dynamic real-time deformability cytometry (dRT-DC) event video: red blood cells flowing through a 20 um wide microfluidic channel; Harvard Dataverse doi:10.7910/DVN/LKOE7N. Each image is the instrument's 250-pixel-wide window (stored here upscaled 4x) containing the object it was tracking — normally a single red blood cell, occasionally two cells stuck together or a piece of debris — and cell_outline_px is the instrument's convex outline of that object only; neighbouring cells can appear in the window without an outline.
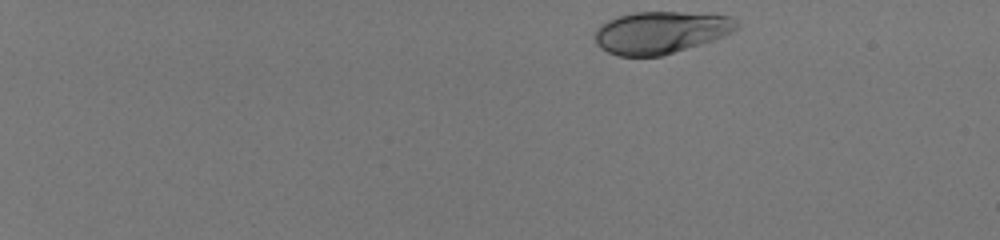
{"species": "human", "species_latin": "Homo sapiens", "temperature_condition": "room temperature", "stored_images_in_passage": 47, "camera_frame_rate_fps": 3000, "um_per_image_px": 0.085, "donor": {"sex": "male"}, "frame": {"image": 1, "passage_image": 1, "time_ms": 0.0, "image_size_px": [1000, 240], "cell_outline_px": [[740, 24], [732, 32], [724, 36], [700, 44], [660, 56], [620, 56], [608, 52], [600, 48], [596, 44], [596, 28], [600, 24], [608, 20], [620, 16], [636, 12], [712, 12], [728, 16]], "centroid_in_image_um": [56.18, 2.73], "position_along_channel_um": 28.8, "area_um2": 34.91}}
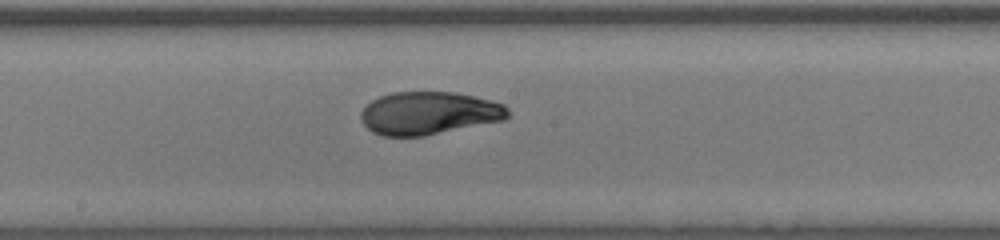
{"frame": {"image": 2, "passage_image": 27, "time_ms": 8.667, "image_size_px": [1000, 240], "cell_outline_px": [[508, 116], [504, 120], [424, 136], [380, 136], [372, 132], [360, 120], [360, 112], [372, 100], [380, 96], [392, 92], [456, 92], [504, 104], [508, 108]], "centroid_in_image_um": [36.43, 9.62], "position_along_channel_um": 211.8, "area_um2": 36.7}}
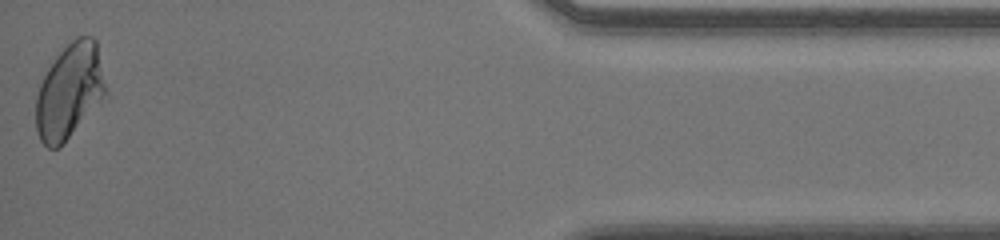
{"frame": {"image": 3, "passage_image": 47, "time_ms": 15.333, "image_size_px": [1000, 240], "cell_outline_px": [[108, 92], [60, 148], [48, 148], [40, 140], [36, 128], [36, 96], [40, 84], [48, 68], [56, 56], [76, 36], [92, 36], [96, 40]], "centroid_in_image_um": [5.91, 7.75], "position_along_channel_um": 429.3, "area_um2": 38.44}, "authors_computed_cell_mechanics": {"area_um2": 36.8186, "velocity_mm_per_s": 4.0309, "shape_relaxation_time_tau1_ms": 4.9929, "shape_relaxation_time_tau2_ms": null, "deformation_change_tau1": 0.1773, "deformation_change_tau2": null}}